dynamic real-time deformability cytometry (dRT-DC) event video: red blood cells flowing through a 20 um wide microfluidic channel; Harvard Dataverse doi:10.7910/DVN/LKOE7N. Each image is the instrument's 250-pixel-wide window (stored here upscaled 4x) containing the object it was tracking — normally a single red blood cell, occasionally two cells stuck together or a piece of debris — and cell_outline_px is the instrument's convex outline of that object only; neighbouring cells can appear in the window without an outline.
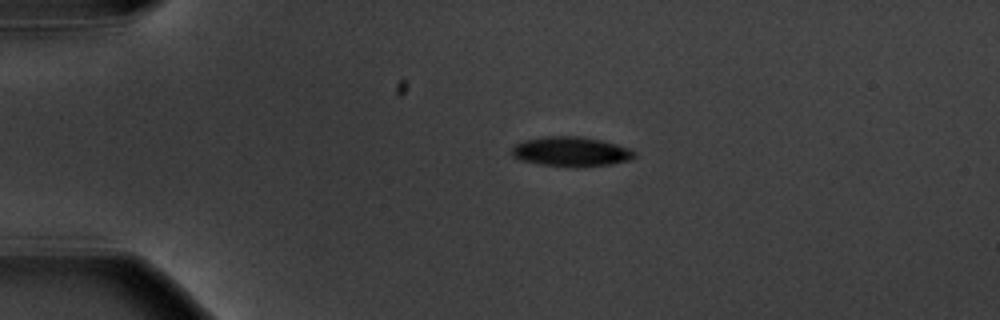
{"species": "common noctule bat (a hibernating species)", "species_latin": "Nyctalus noctula", "temperature_condition": "warm", "stored_images_in_passage": 2, "camera_frame_rate_fps": 3000, "um_per_image_px": 0.085, "animal": {"sex": "male", "body_mass_g": 20.1, "forearm_length_mm": 53.5}, "frame": {"image": 1, "passage_image": 1, "time_ms": 0.0, "image_size_px": [1000, 320], "cell_outline_px": [[636, 156], [628, 160], [612, 164], [576, 168], [572, 168], [540, 164], [520, 160], [512, 156], [512, 148], [516, 144], [524, 140], [544, 136], [580, 136], [600, 140], [616, 144], [628, 148], [636, 152]], "centroid_in_image_um": [48.53, 12.9], "position_along_channel_um": 36.5, "area_um2": 21.39}}